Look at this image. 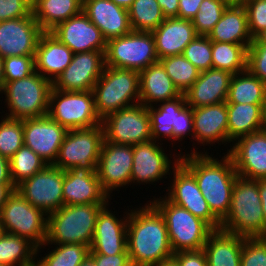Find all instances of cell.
<instances>
[{"mask_svg": "<svg viewBox=\"0 0 266 266\" xmlns=\"http://www.w3.org/2000/svg\"><path fill=\"white\" fill-rule=\"evenodd\" d=\"M128 211L127 251L132 266H153L171 259L174 252L158 209L149 202Z\"/></svg>", "mask_w": 266, "mask_h": 266, "instance_id": "6da1fadb", "label": "cell"}, {"mask_svg": "<svg viewBox=\"0 0 266 266\" xmlns=\"http://www.w3.org/2000/svg\"><path fill=\"white\" fill-rule=\"evenodd\" d=\"M192 150L190 154H180L179 162L195 177L212 214L222 222L228 214L238 176L233 160L228 154L219 160L208 155L207 150L202 153Z\"/></svg>", "mask_w": 266, "mask_h": 266, "instance_id": "7a4b0ae2", "label": "cell"}, {"mask_svg": "<svg viewBox=\"0 0 266 266\" xmlns=\"http://www.w3.org/2000/svg\"><path fill=\"white\" fill-rule=\"evenodd\" d=\"M107 204L64 205L47 215L46 245L84 244L91 246L98 213Z\"/></svg>", "mask_w": 266, "mask_h": 266, "instance_id": "3957f363", "label": "cell"}, {"mask_svg": "<svg viewBox=\"0 0 266 266\" xmlns=\"http://www.w3.org/2000/svg\"><path fill=\"white\" fill-rule=\"evenodd\" d=\"M220 229L244 237H265L262 202L258 180L237 176L230 208Z\"/></svg>", "mask_w": 266, "mask_h": 266, "instance_id": "277c9868", "label": "cell"}, {"mask_svg": "<svg viewBox=\"0 0 266 266\" xmlns=\"http://www.w3.org/2000/svg\"><path fill=\"white\" fill-rule=\"evenodd\" d=\"M92 92L96 112L102 120L113 112L140 103V74L136 70L105 66Z\"/></svg>", "mask_w": 266, "mask_h": 266, "instance_id": "5b68a950", "label": "cell"}, {"mask_svg": "<svg viewBox=\"0 0 266 266\" xmlns=\"http://www.w3.org/2000/svg\"><path fill=\"white\" fill-rule=\"evenodd\" d=\"M160 198V199H159ZM150 201L163 216L170 246L174 253L201 250L213 229L185 208L170 202L166 197Z\"/></svg>", "mask_w": 266, "mask_h": 266, "instance_id": "8992f818", "label": "cell"}, {"mask_svg": "<svg viewBox=\"0 0 266 266\" xmlns=\"http://www.w3.org/2000/svg\"><path fill=\"white\" fill-rule=\"evenodd\" d=\"M52 87V82L36 71L26 78L4 82L1 93L9 112L5 117L23 120L46 116Z\"/></svg>", "mask_w": 266, "mask_h": 266, "instance_id": "52a82bcc", "label": "cell"}, {"mask_svg": "<svg viewBox=\"0 0 266 266\" xmlns=\"http://www.w3.org/2000/svg\"><path fill=\"white\" fill-rule=\"evenodd\" d=\"M47 115L67 130L102 124L91 91H62L52 87Z\"/></svg>", "mask_w": 266, "mask_h": 266, "instance_id": "ba28073f", "label": "cell"}, {"mask_svg": "<svg viewBox=\"0 0 266 266\" xmlns=\"http://www.w3.org/2000/svg\"><path fill=\"white\" fill-rule=\"evenodd\" d=\"M158 61L151 32L131 31L106 43L105 66L140 72Z\"/></svg>", "mask_w": 266, "mask_h": 266, "instance_id": "9c48e42d", "label": "cell"}, {"mask_svg": "<svg viewBox=\"0 0 266 266\" xmlns=\"http://www.w3.org/2000/svg\"><path fill=\"white\" fill-rule=\"evenodd\" d=\"M0 219L6 233L27 238L36 247L46 242L47 215L32 206L17 189L0 210Z\"/></svg>", "mask_w": 266, "mask_h": 266, "instance_id": "30bf717a", "label": "cell"}, {"mask_svg": "<svg viewBox=\"0 0 266 266\" xmlns=\"http://www.w3.org/2000/svg\"><path fill=\"white\" fill-rule=\"evenodd\" d=\"M103 140L102 124L91 128L68 130L54 166L64 171L75 166L96 171Z\"/></svg>", "mask_w": 266, "mask_h": 266, "instance_id": "8fae6325", "label": "cell"}, {"mask_svg": "<svg viewBox=\"0 0 266 266\" xmlns=\"http://www.w3.org/2000/svg\"><path fill=\"white\" fill-rule=\"evenodd\" d=\"M102 126L110 143L135 145L152 140L148 108L140 103L107 115Z\"/></svg>", "mask_w": 266, "mask_h": 266, "instance_id": "7c38bea8", "label": "cell"}, {"mask_svg": "<svg viewBox=\"0 0 266 266\" xmlns=\"http://www.w3.org/2000/svg\"><path fill=\"white\" fill-rule=\"evenodd\" d=\"M63 179L64 170L47 165L16 189L32 206L48 215L64 206Z\"/></svg>", "mask_w": 266, "mask_h": 266, "instance_id": "4fadbf2b", "label": "cell"}, {"mask_svg": "<svg viewBox=\"0 0 266 266\" xmlns=\"http://www.w3.org/2000/svg\"><path fill=\"white\" fill-rule=\"evenodd\" d=\"M172 170L174 179L165 197L205 221L213 230H219L221 222L212 214L195 177L180 162Z\"/></svg>", "mask_w": 266, "mask_h": 266, "instance_id": "5bb4252c", "label": "cell"}, {"mask_svg": "<svg viewBox=\"0 0 266 266\" xmlns=\"http://www.w3.org/2000/svg\"><path fill=\"white\" fill-rule=\"evenodd\" d=\"M132 166L133 145L114 144L103 140L96 172L102 188L109 196L113 190L118 191L120 187L131 185Z\"/></svg>", "mask_w": 266, "mask_h": 266, "instance_id": "9a60e30c", "label": "cell"}, {"mask_svg": "<svg viewBox=\"0 0 266 266\" xmlns=\"http://www.w3.org/2000/svg\"><path fill=\"white\" fill-rule=\"evenodd\" d=\"M67 132L48 115L23 119L24 146L33 150L47 165H54Z\"/></svg>", "mask_w": 266, "mask_h": 266, "instance_id": "2e32d148", "label": "cell"}, {"mask_svg": "<svg viewBox=\"0 0 266 266\" xmlns=\"http://www.w3.org/2000/svg\"><path fill=\"white\" fill-rule=\"evenodd\" d=\"M105 68V51L74 53L69 66L52 83L62 91H91Z\"/></svg>", "mask_w": 266, "mask_h": 266, "instance_id": "e0dca14e", "label": "cell"}, {"mask_svg": "<svg viewBox=\"0 0 266 266\" xmlns=\"http://www.w3.org/2000/svg\"><path fill=\"white\" fill-rule=\"evenodd\" d=\"M160 142L150 140L144 143L133 145V166L131 171V184H148L161 181L169 175V171L180 161V154L172 162L165 153ZM174 165H172V164Z\"/></svg>", "mask_w": 266, "mask_h": 266, "instance_id": "ac0fdd59", "label": "cell"}, {"mask_svg": "<svg viewBox=\"0 0 266 266\" xmlns=\"http://www.w3.org/2000/svg\"><path fill=\"white\" fill-rule=\"evenodd\" d=\"M227 154L232 158L238 176L266 179V130L237 139Z\"/></svg>", "mask_w": 266, "mask_h": 266, "instance_id": "d6986e66", "label": "cell"}, {"mask_svg": "<svg viewBox=\"0 0 266 266\" xmlns=\"http://www.w3.org/2000/svg\"><path fill=\"white\" fill-rule=\"evenodd\" d=\"M43 33L31 13L28 17L0 22V56H35Z\"/></svg>", "mask_w": 266, "mask_h": 266, "instance_id": "ffe728a7", "label": "cell"}, {"mask_svg": "<svg viewBox=\"0 0 266 266\" xmlns=\"http://www.w3.org/2000/svg\"><path fill=\"white\" fill-rule=\"evenodd\" d=\"M50 33L73 53L106 51L107 41L83 11L60 23Z\"/></svg>", "mask_w": 266, "mask_h": 266, "instance_id": "44dd1931", "label": "cell"}, {"mask_svg": "<svg viewBox=\"0 0 266 266\" xmlns=\"http://www.w3.org/2000/svg\"><path fill=\"white\" fill-rule=\"evenodd\" d=\"M109 204L105 205L98 213L93 242L89 254L116 255L128 253L127 251V222L129 212L125 218L118 219L111 210ZM128 212V213H127Z\"/></svg>", "mask_w": 266, "mask_h": 266, "instance_id": "7402d4cb", "label": "cell"}, {"mask_svg": "<svg viewBox=\"0 0 266 266\" xmlns=\"http://www.w3.org/2000/svg\"><path fill=\"white\" fill-rule=\"evenodd\" d=\"M109 199L96 171L77 166L64 171V205L109 204Z\"/></svg>", "mask_w": 266, "mask_h": 266, "instance_id": "603a6c76", "label": "cell"}, {"mask_svg": "<svg viewBox=\"0 0 266 266\" xmlns=\"http://www.w3.org/2000/svg\"><path fill=\"white\" fill-rule=\"evenodd\" d=\"M82 11L100 29L106 41L132 31L128 9L116 5L111 0H86Z\"/></svg>", "mask_w": 266, "mask_h": 266, "instance_id": "cb8c5ba5", "label": "cell"}, {"mask_svg": "<svg viewBox=\"0 0 266 266\" xmlns=\"http://www.w3.org/2000/svg\"><path fill=\"white\" fill-rule=\"evenodd\" d=\"M233 74L210 68L200 72L198 79L184 93L187 105L198 108L226 102Z\"/></svg>", "mask_w": 266, "mask_h": 266, "instance_id": "d4e9b609", "label": "cell"}, {"mask_svg": "<svg viewBox=\"0 0 266 266\" xmlns=\"http://www.w3.org/2000/svg\"><path fill=\"white\" fill-rule=\"evenodd\" d=\"M193 131L196 144H215L228 142L227 102L192 108Z\"/></svg>", "mask_w": 266, "mask_h": 266, "instance_id": "484cf974", "label": "cell"}, {"mask_svg": "<svg viewBox=\"0 0 266 266\" xmlns=\"http://www.w3.org/2000/svg\"><path fill=\"white\" fill-rule=\"evenodd\" d=\"M151 33L159 60L183 54L186 46L198 36L191 20L177 17L166 18Z\"/></svg>", "mask_w": 266, "mask_h": 266, "instance_id": "4316f807", "label": "cell"}, {"mask_svg": "<svg viewBox=\"0 0 266 266\" xmlns=\"http://www.w3.org/2000/svg\"><path fill=\"white\" fill-rule=\"evenodd\" d=\"M73 54L50 32H43L36 47L35 71L53 83L69 66Z\"/></svg>", "mask_w": 266, "mask_h": 266, "instance_id": "83f0119b", "label": "cell"}, {"mask_svg": "<svg viewBox=\"0 0 266 266\" xmlns=\"http://www.w3.org/2000/svg\"><path fill=\"white\" fill-rule=\"evenodd\" d=\"M139 74L140 104L150 107L154 102L157 104L181 95L160 61L141 70Z\"/></svg>", "mask_w": 266, "mask_h": 266, "instance_id": "f1b7e54d", "label": "cell"}, {"mask_svg": "<svg viewBox=\"0 0 266 266\" xmlns=\"http://www.w3.org/2000/svg\"><path fill=\"white\" fill-rule=\"evenodd\" d=\"M244 236L213 230L202 248L207 266H240Z\"/></svg>", "mask_w": 266, "mask_h": 266, "instance_id": "f546056e", "label": "cell"}, {"mask_svg": "<svg viewBox=\"0 0 266 266\" xmlns=\"http://www.w3.org/2000/svg\"><path fill=\"white\" fill-rule=\"evenodd\" d=\"M208 37L214 42L242 44L248 49L253 39L249 33L245 7L228 6Z\"/></svg>", "mask_w": 266, "mask_h": 266, "instance_id": "4dcf8cb0", "label": "cell"}, {"mask_svg": "<svg viewBox=\"0 0 266 266\" xmlns=\"http://www.w3.org/2000/svg\"><path fill=\"white\" fill-rule=\"evenodd\" d=\"M263 105L227 103L228 143L264 129Z\"/></svg>", "mask_w": 266, "mask_h": 266, "instance_id": "1f68e13d", "label": "cell"}, {"mask_svg": "<svg viewBox=\"0 0 266 266\" xmlns=\"http://www.w3.org/2000/svg\"><path fill=\"white\" fill-rule=\"evenodd\" d=\"M80 0H33L32 14L43 32H50L63 21L82 11Z\"/></svg>", "mask_w": 266, "mask_h": 266, "instance_id": "d6a6232c", "label": "cell"}, {"mask_svg": "<svg viewBox=\"0 0 266 266\" xmlns=\"http://www.w3.org/2000/svg\"><path fill=\"white\" fill-rule=\"evenodd\" d=\"M158 106L147 107L151 138L156 142L159 140L162 142L160 138L162 136L173 141V129H177L179 113L187 106L185 95L181 94L172 100L160 102Z\"/></svg>", "mask_w": 266, "mask_h": 266, "instance_id": "836d02e7", "label": "cell"}, {"mask_svg": "<svg viewBox=\"0 0 266 266\" xmlns=\"http://www.w3.org/2000/svg\"><path fill=\"white\" fill-rule=\"evenodd\" d=\"M266 84L248 70L233 74L227 103L264 104Z\"/></svg>", "mask_w": 266, "mask_h": 266, "instance_id": "e575fe53", "label": "cell"}, {"mask_svg": "<svg viewBox=\"0 0 266 266\" xmlns=\"http://www.w3.org/2000/svg\"><path fill=\"white\" fill-rule=\"evenodd\" d=\"M37 247L27 238L5 233L0 237V264L35 266Z\"/></svg>", "mask_w": 266, "mask_h": 266, "instance_id": "d590c367", "label": "cell"}, {"mask_svg": "<svg viewBox=\"0 0 266 266\" xmlns=\"http://www.w3.org/2000/svg\"><path fill=\"white\" fill-rule=\"evenodd\" d=\"M247 50L242 44L212 41V68L232 74L246 71Z\"/></svg>", "mask_w": 266, "mask_h": 266, "instance_id": "8d00e7d4", "label": "cell"}, {"mask_svg": "<svg viewBox=\"0 0 266 266\" xmlns=\"http://www.w3.org/2000/svg\"><path fill=\"white\" fill-rule=\"evenodd\" d=\"M128 14L132 31L152 32L166 19L157 0H134Z\"/></svg>", "mask_w": 266, "mask_h": 266, "instance_id": "74e56055", "label": "cell"}, {"mask_svg": "<svg viewBox=\"0 0 266 266\" xmlns=\"http://www.w3.org/2000/svg\"><path fill=\"white\" fill-rule=\"evenodd\" d=\"M47 166L45 161L33 150L22 146L10 159V176L15 187L31 178Z\"/></svg>", "mask_w": 266, "mask_h": 266, "instance_id": "f35d334b", "label": "cell"}, {"mask_svg": "<svg viewBox=\"0 0 266 266\" xmlns=\"http://www.w3.org/2000/svg\"><path fill=\"white\" fill-rule=\"evenodd\" d=\"M159 61L181 94H184L199 77L200 71L182 54L165 57Z\"/></svg>", "mask_w": 266, "mask_h": 266, "instance_id": "ab89813d", "label": "cell"}, {"mask_svg": "<svg viewBox=\"0 0 266 266\" xmlns=\"http://www.w3.org/2000/svg\"><path fill=\"white\" fill-rule=\"evenodd\" d=\"M45 257L37 259L35 266H79L89 255L90 246L84 244H61L51 249Z\"/></svg>", "mask_w": 266, "mask_h": 266, "instance_id": "60d3db41", "label": "cell"}, {"mask_svg": "<svg viewBox=\"0 0 266 266\" xmlns=\"http://www.w3.org/2000/svg\"><path fill=\"white\" fill-rule=\"evenodd\" d=\"M1 119L0 155L9 160L24 145L23 120L5 116Z\"/></svg>", "mask_w": 266, "mask_h": 266, "instance_id": "b9f144b4", "label": "cell"}, {"mask_svg": "<svg viewBox=\"0 0 266 266\" xmlns=\"http://www.w3.org/2000/svg\"><path fill=\"white\" fill-rule=\"evenodd\" d=\"M229 5L222 0H203L191 20L198 35L208 36Z\"/></svg>", "mask_w": 266, "mask_h": 266, "instance_id": "7bdbcfd3", "label": "cell"}, {"mask_svg": "<svg viewBox=\"0 0 266 266\" xmlns=\"http://www.w3.org/2000/svg\"><path fill=\"white\" fill-rule=\"evenodd\" d=\"M200 72L212 68V41L208 36L198 35L184 49L182 54Z\"/></svg>", "mask_w": 266, "mask_h": 266, "instance_id": "ee69618b", "label": "cell"}, {"mask_svg": "<svg viewBox=\"0 0 266 266\" xmlns=\"http://www.w3.org/2000/svg\"><path fill=\"white\" fill-rule=\"evenodd\" d=\"M4 82L26 78L35 72V56L3 58Z\"/></svg>", "mask_w": 266, "mask_h": 266, "instance_id": "f6af8a7d", "label": "cell"}, {"mask_svg": "<svg viewBox=\"0 0 266 266\" xmlns=\"http://www.w3.org/2000/svg\"><path fill=\"white\" fill-rule=\"evenodd\" d=\"M247 70L266 84V38L253 39L247 50Z\"/></svg>", "mask_w": 266, "mask_h": 266, "instance_id": "bcb514c9", "label": "cell"}, {"mask_svg": "<svg viewBox=\"0 0 266 266\" xmlns=\"http://www.w3.org/2000/svg\"><path fill=\"white\" fill-rule=\"evenodd\" d=\"M248 29L252 39L266 35V0H246Z\"/></svg>", "mask_w": 266, "mask_h": 266, "instance_id": "7dc6e473", "label": "cell"}, {"mask_svg": "<svg viewBox=\"0 0 266 266\" xmlns=\"http://www.w3.org/2000/svg\"><path fill=\"white\" fill-rule=\"evenodd\" d=\"M240 266H266V237H245Z\"/></svg>", "mask_w": 266, "mask_h": 266, "instance_id": "c3c4849f", "label": "cell"}, {"mask_svg": "<svg viewBox=\"0 0 266 266\" xmlns=\"http://www.w3.org/2000/svg\"><path fill=\"white\" fill-rule=\"evenodd\" d=\"M32 13V0H0V22L28 17Z\"/></svg>", "mask_w": 266, "mask_h": 266, "instance_id": "681fc988", "label": "cell"}, {"mask_svg": "<svg viewBox=\"0 0 266 266\" xmlns=\"http://www.w3.org/2000/svg\"><path fill=\"white\" fill-rule=\"evenodd\" d=\"M187 135V136H186ZM188 135L194 140L192 107L187 105L178 116L177 129H173V142L182 141ZM184 137V138H183Z\"/></svg>", "mask_w": 266, "mask_h": 266, "instance_id": "f907efd6", "label": "cell"}, {"mask_svg": "<svg viewBox=\"0 0 266 266\" xmlns=\"http://www.w3.org/2000/svg\"><path fill=\"white\" fill-rule=\"evenodd\" d=\"M172 258L179 266H207L203 249L198 251H181L174 253Z\"/></svg>", "mask_w": 266, "mask_h": 266, "instance_id": "816d5d0a", "label": "cell"}, {"mask_svg": "<svg viewBox=\"0 0 266 266\" xmlns=\"http://www.w3.org/2000/svg\"><path fill=\"white\" fill-rule=\"evenodd\" d=\"M96 266H132L128 253L116 255L89 254Z\"/></svg>", "mask_w": 266, "mask_h": 266, "instance_id": "f5cc1de1", "label": "cell"}, {"mask_svg": "<svg viewBox=\"0 0 266 266\" xmlns=\"http://www.w3.org/2000/svg\"><path fill=\"white\" fill-rule=\"evenodd\" d=\"M203 0H179V9L177 18L192 20L199 11Z\"/></svg>", "mask_w": 266, "mask_h": 266, "instance_id": "db71d44e", "label": "cell"}, {"mask_svg": "<svg viewBox=\"0 0 266 266\" xmlns=\"http://www.w3.org/2000/svg\"><path fill=\"white\" fill-rule=\"evenodd\" d=\"M165 18L178 16L179 0H157Z\"/></svg>", "mask_w": 266, "mask_h": 266, "instance_id": "11a10c76", "label": "cell"}, {"mask_svg": "<svg viewBox=\"0 0 266 266\" xmlns=\"http://www.w3.org/2000/svg\"><path fill=\"white\" fill-rule=\"evenodd\" d=\"M0 183H13L10 176L9 160L0 155Z\"/></svg>", "mask_w": 266, "mask_h": 266, "instance_id": "9f6ffc18", "label": "cell"}, {"mask_svg": "<svg viewBox=\"0 0 266 266\" xmlns=\"http://www.w3.org/2000/svg\"><path fill=\"white\" fill-rule=\"evenodd\" d=\"M14 190H16V187L13 183H0V210Z\"/></svg>", "mask_w": 266, "mask_h": 266, "instance_id": "6f0895ef", "label": "cell"}, {"mask_svg": "<svg viewBox=\"0 0 266 266\" xmlns=\"http://www.w3.org/2000/svg\"><path fill=\"white\" fill-rule=\"evenodd\" d=\"M258 192L262 202L263 217L265 222V237H266V179L258 180Z\"/></svg>", "mask_w": 266, "mask_h": 266, "instance_id": "680465c9", "label": "cell"}, {"mask_svg": "<svg viewBox=\"0 0 266 266\" xmlns=\"http://www.w3.org/2000/svg\"><path fill=\"white\" fill-rule=\"evenodd\" d=\"M111 1H113L118 6L128 9L133 4L134 0H111Z\"/></svg>", "mask_w": 266, "mask_h": 266, "instance_id": "91938a15", "label": "cell"}, {"mask_svg": "<svg viewBox=\"0 0 266 266\" xmlns=\"http://www.w3.org/2000/svg\"><path fill=\"white\" fill-rule=\"evenodd\" d=\"M4 86L3 58L0 56V94Z\"/></svg>", "mask_w": 266, "mask_h": 266, "instance_id": "94428289", "label": "cell"}, {"mask_svg": "<svg viewBox=\"0 0 266 266\" xmlns=\"http://www.w3.org/2000/svg\"><path fill=\"white\" fill-rule=\"evenodd\" d=\"M79 266H96L94 259L88 255Z\"/></svg>", "mask_w": 266, "mask_h": 266, "instance_id": "6125c7cd", "label": "cell"}, {"mask_svg": "<svg viewBox=\"0 0 266 266\" xmlns=\"http://www.w3.org/2000/svg\"><path fill=\"white\" fill-rule=\"evenodd\" d=\"M153 266H179V265L177 264V262L173 258H171L169 260L160 262V263L153 265Z\"/></svg>", "mask_w": 266, "mask_h": 266, "instance_id": "be15d7a7", "label": "cell"}, {"mask_svg": "<svg viewBox=\"0 0 266 266\" xmlns=\"http://www.w3.org/2000/svg\"><path fill=\"white\" fill-rule=\"evenodd\" d=\"M224 1L226 4L230 5H244V3L246 2V0H222Z\"/></svg>", "mask_w": 266, "mask_h": 266, "instance_id": "e7e4bbea", "label": "cell"}, {"mask_svg": "<svg viewBox=\"0 0 266 266\" xmlns=\"http://www.w3.org/2000/svg\"><path fill=\"white\" fill-rule=\"evenodd\" d=\"M263 119H264V129L266 130V93L263 105Z\"/></svg>", "mask_w": 266, "mask_h": 266, "instance_id": "03108f58", "label": "cell"}, {"mask_svg": "<svg viewBox=\"0 0 266 266\" xmlns=\"http://www.w3.org/2000/svg\"><path fill=\"white\" fill-rule=\"evenodd\" d=\"M5 229H4V225L3 223L1 222V219H0V237H2L4 234H5Z\"/></svg>", "mask_w": 266, "mask_h": 266, "instance_id": "003e7915", "label": "cell"}]
</instances>
